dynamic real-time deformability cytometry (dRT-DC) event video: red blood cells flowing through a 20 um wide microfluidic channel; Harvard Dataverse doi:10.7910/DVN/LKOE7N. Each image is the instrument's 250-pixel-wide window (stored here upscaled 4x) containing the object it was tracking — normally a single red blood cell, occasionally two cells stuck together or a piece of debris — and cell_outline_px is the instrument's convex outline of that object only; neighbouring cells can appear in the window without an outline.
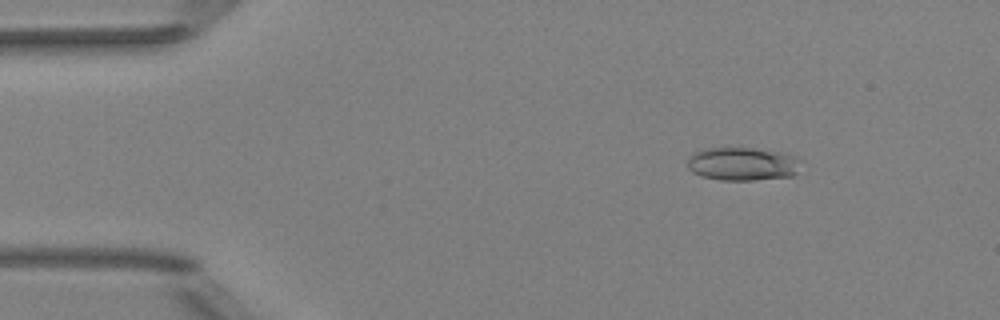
{"species": "Egyptian fruit bat (a non-hibernating species)", "species_latin": "Rousettus aegyptiacus", "temperature_condition": "room temperature", "stored_images_in_passage": 51, "camera_frame_rate_fps": 3000, "um_per_image_px": 0.085, "animal": {"sex": "female"}, "frame": {"image": 1, "passage_image": 7, "time_ms": 2.0, "image_size_px": [1000, 320], "cell_outline_px": [[800, 160], [796, 172], [792, 176], [752, 180], [720, 180], [700, 176], [692, 172], [688, 168], [688, 156], [692, 152], [704, 148], [756, 148], [780, 152], [796, 156]], "centroid_in_image_um": [63.06, 13.92], "position_along_channel_um": 21.9, "area_um2": 22.14}}
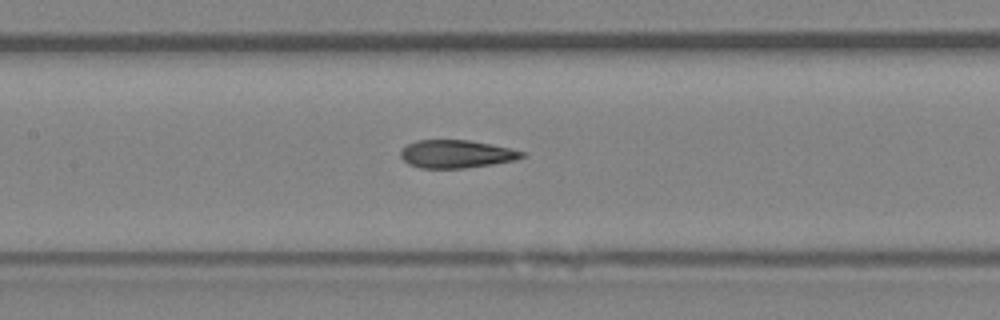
{"frame": {"image": 2, "passage_image": 24, "time_ms": 7.667, "image_size_px": [1000, 320], "cell_outline_px": [[524, 156], [516, 160], [492, 164], [464, 168], [420, 168], [408, 164], [400, 156], [400, 152], [408, 144], [416, 140], [468, 140], [508, 148], [524, 152]], "centroid_in_image_um": [38.75, 13.09], "position_along_channel_um": 168.6, "area_um2": 19.54}}
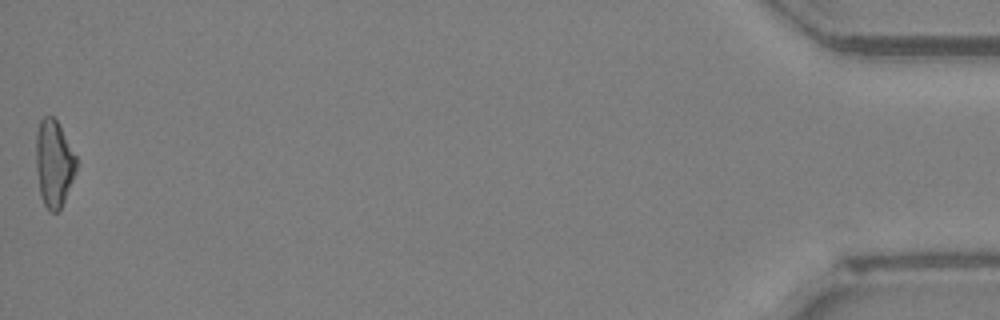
{"frame": {"image": 3, "passage_image": 51, "time_ms": 16.667, "image_size_px": [1000, 320], "cell_outline_px": [[76, 168], [72, 180], [64, 200], [60, 208], [56, 212], [48, 212], [40, 196], [36, 168], [36, 132], [40, 120], [44, 116], [52, 116], [56, 120], [76, 156]], "centroid_in_image_um": [4.55, 13.9], "position_along_channel_um": 430.6, "area_um2": 20.17}, "authors_computed_cell_mechanics": {"area_um2": 20.23, "velocity_mm_per_s": 4.0285, "shape_relaxation_time_tau1_ms": 4.1234, "shape_relaxation_time_tau2_ms": 1.8322, "deformation_change_tau1": 0.1561, "deformation_change_tau2": 0.1173}}